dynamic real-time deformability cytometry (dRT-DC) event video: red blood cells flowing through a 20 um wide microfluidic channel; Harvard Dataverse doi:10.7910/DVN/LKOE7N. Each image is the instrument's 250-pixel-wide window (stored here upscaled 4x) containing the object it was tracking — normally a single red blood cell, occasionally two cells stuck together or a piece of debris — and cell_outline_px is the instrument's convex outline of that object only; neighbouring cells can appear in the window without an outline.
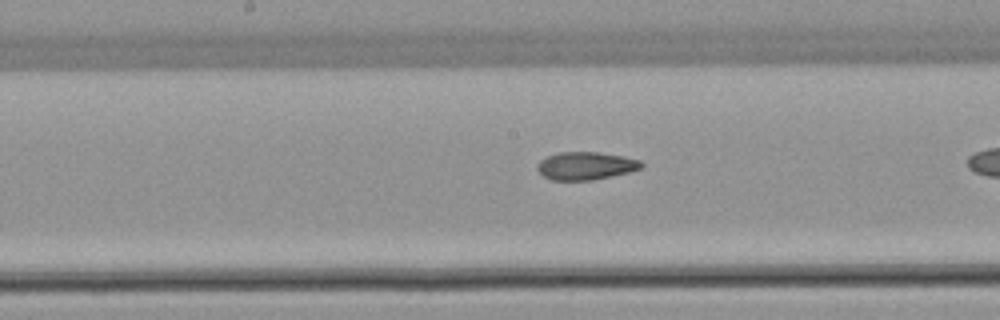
{"species": "common noctule bat (a hibernating species)", "species_latin": "Nyctalus noctula", "temperature_condition": "warm", "stored_images_in_passage": 31, "camera_frame_rate_fps": 3000, "um_per_image_px": 0.085, "animal": {"sex": "female", "body_mass_g": 22.7, "forearm_length_mm": 54.2}, "frame": {"image": 1, "passage_image": 18, "time_ms": 5.667, "image_size_px": [1000, 320], "cell_outline_px": [[644, 164], [640, 168], [628, 172], [592, 180], [552, 180], [544, 176], [536, 168], [536, 164], [540, 160], [548, 156], [560, 152], [596, 152], [624, 156], [640, 160]], "centroid_in_image_um": [49.77, 14.09], "position_along_channel_um": 198.4, "area_um2": 16.76}}